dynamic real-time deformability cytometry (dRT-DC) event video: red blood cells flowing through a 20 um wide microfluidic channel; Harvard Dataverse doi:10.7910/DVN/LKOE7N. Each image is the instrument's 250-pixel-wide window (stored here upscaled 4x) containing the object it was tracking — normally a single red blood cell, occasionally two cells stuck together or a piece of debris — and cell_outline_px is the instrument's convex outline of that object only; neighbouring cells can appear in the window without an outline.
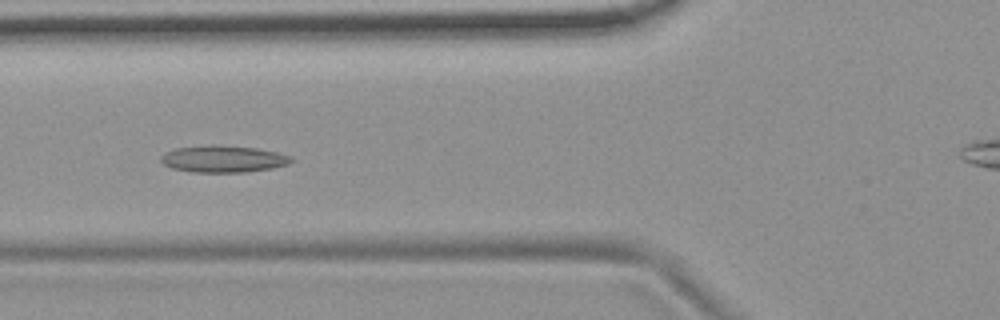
{"species": "common noctule bat (a hibernating species)", "species_latin": "Nyctalus noctula", "temperature_condition": "room temperature", "stored_images_in_passage": 43, "camera_frame_rate_fps": 3000, "um_per_image_px": 0.085, "animal": {"sex": "female", "body_mass_g": 19.9}, "frame": {"image": 1, "passage_image": 8, "time_ms": 2.333, "image_size_px": [1000, 320], "cell_outline_px": [[296, 160], [288, 164], [272, 168], [244, 172], [192, 172], [172, 168], [164, 164], [160, 160], [160, 156], [164, 152], [176, 148], [212, 144], [256, 148], [276, 152], [292, 156]], "centroid_in_image_um": [18.98, 13.5], "position_along_channel_um": 106.8, "area_um2": 20.52}}
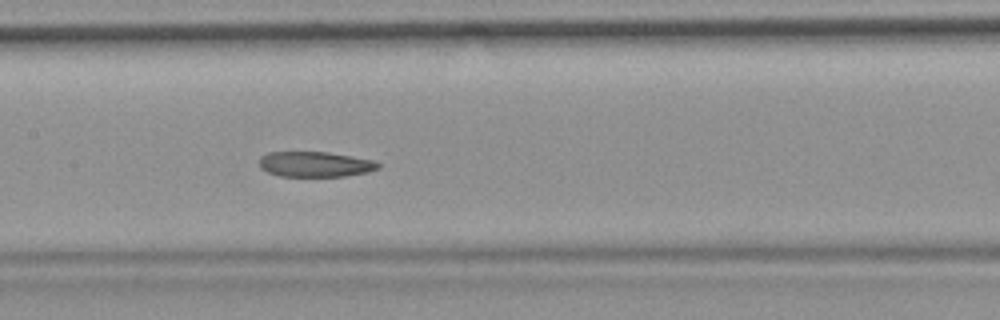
{"frame": {"image": 2, "passage_image": 14, "time_ms": 4.333, "image_size_px": [1000, 320], "cell_outline_px": [[380, 168], [368, 172], [344, 176], [280, 176], [268, 172], [260, 168], [260, 156], [268, 152], [328, 152], [376, 160], [380, 164]], "centroid_in_image_um": [26.81, 13.95], "position_along_channel_um": 180.6, "area_um2": 17.63}}
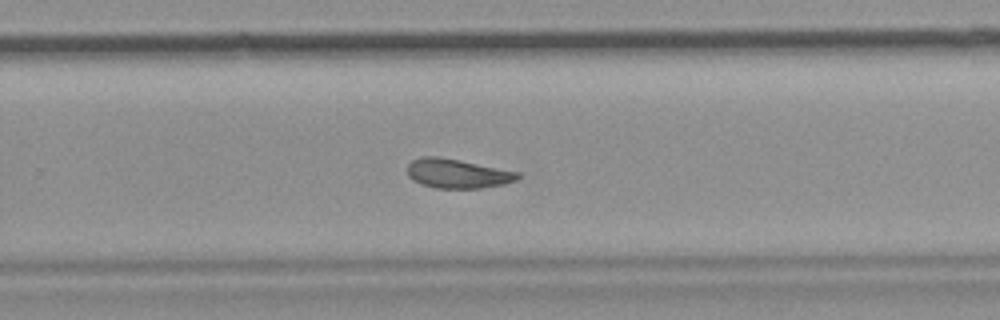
{"frame": {"image": 3, "passage_image": 23, "time_ms": 7.333, "image_size_px": [1000, 320], "cell_outline_px": [[520, 176], [516, 180], [504, 184], [480, 188], [436, 188], [420, 184], [412, 180], [408, 176], [408, 164], [412, 160], [420, 156], [440, 156], [520, 172]], "centroid_in_image_um": [38.86, 14.74], "position_along_channel_um": 290.9, "area_um2": 18.96}, "authors_computed_cell_mechanics": {"area_um2": 19.2474, "velocity_mm_per_s": 3.6954, "shape_relaxation_time_tau1_ms": null, "shape_relaxation_time_tau2_ms": 4.0497, "deformation_change_tau1": null, "deformation_change_tau2": 0.1043}}